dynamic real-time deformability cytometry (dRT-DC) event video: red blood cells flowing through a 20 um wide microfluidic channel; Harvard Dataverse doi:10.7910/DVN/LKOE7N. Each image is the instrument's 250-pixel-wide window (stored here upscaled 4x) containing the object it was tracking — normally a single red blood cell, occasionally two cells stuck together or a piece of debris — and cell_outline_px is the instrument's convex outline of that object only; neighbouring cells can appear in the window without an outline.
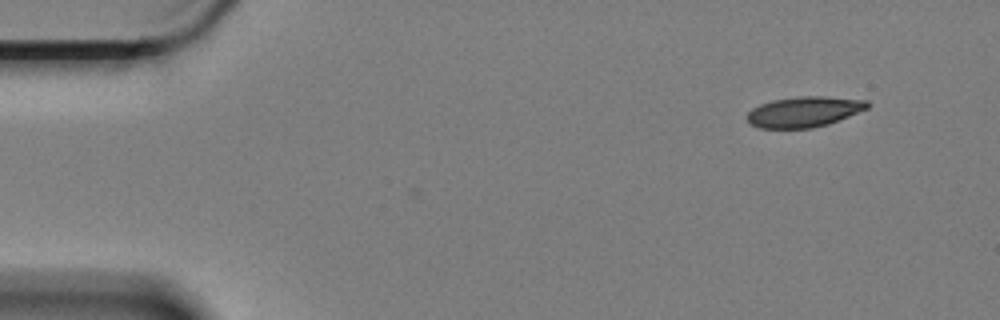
{"species": "Egyptian fruit bat (a non-hibernating species)", "species_latin": "Rousettus aegyptiacus", "temperature_condition": "cold", "stored_images_in_passage": 3, "camera_frame_rate_fps": 3000, "um_per_image_px": 0.085, "animal": {"sex": "female"}, "frame": {"image": 1, "passage_image": 1, "time_ms": 0.0, "image_size_px": [1000, 320], "cell_outline_px": [[868, 108], [828, 124], [812, 128], [760, 128], [752, 124], [748, 120], [748, 112], [752, 108], [760, 104], [772, 100], [800, 96], [820, 96], [868, 100]], "centroid_in_image_um": [68.34, 9.5], "position_along_channel_um": 16.7, "area_um2": 21.15}}